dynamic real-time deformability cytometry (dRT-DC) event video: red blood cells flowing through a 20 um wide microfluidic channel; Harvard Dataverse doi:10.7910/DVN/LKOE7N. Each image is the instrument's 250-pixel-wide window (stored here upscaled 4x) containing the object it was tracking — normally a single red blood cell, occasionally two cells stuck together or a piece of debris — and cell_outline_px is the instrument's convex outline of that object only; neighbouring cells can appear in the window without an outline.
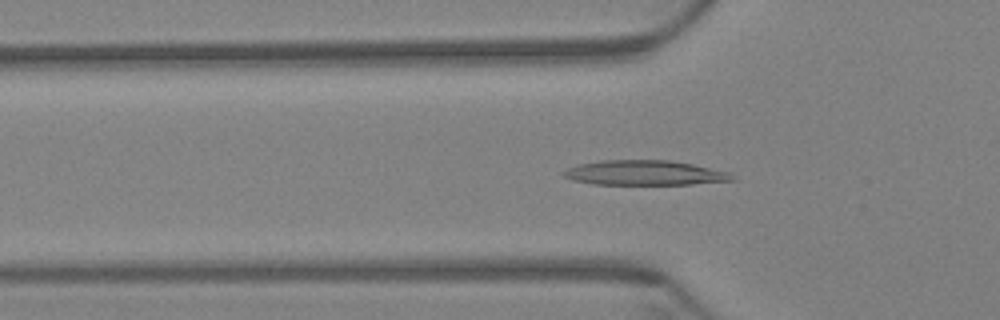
{"species": "Egyptian fruit bat (a non-hibernating species)", "species_latin": "Rousettus aegyptiacus", "temperature_condition": "warm", "stored_images_in_passage": 52, "camera_frame_rate_fps": 3000, "um_per_image_px": 0.085, "animal": {"sex": "female"}, "frame": {"image": 1, "passage_image": 20, "time_ms": 6.333, "image_size_px": [1000, 320], "cell_outline_px": [[736, 180], [692, 184], [592, 184], [572, 180], [564, 176], [560, 172], [568, 168], [580, 164], [600, 160], [668, 160], [692, 164], [728, 172]], "centroid_in_image_um": [54.75, 14.69], "position_along_channel_um": 71.1, "area_um2": 24.22}}
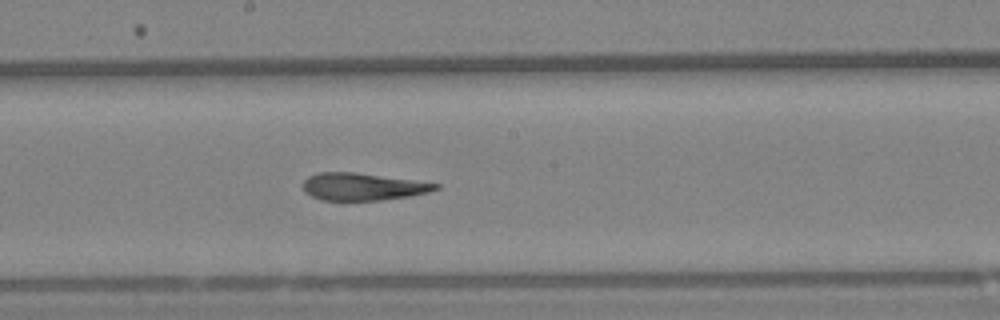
{"frame": {"image": 2, "passage_image": 33, "time_ms": 10.667, "image_size_px": [1000, 320], "cell_outline_px": [[440, 188], [428, 192], [408, 196], [380, 200], [344, 204], [320, 200], [304, 192], [304, 180], [308, 176], [320, 172], [356, 172], [440, 184]], "centroid_in_image_um": [30.76, 15.91], "position_along_channel_um": 217.4, "area_um2": 21.79}}
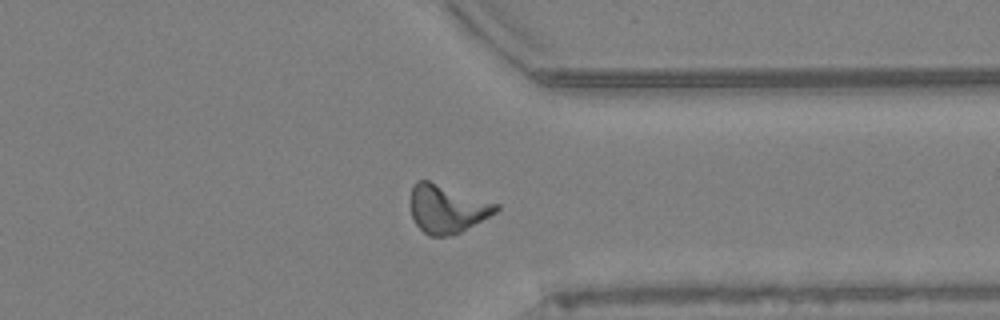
{"frame": {"image": 3, "passage_image": 47, "time_ms": 15.333, "image_size_px": [1000, 320], "cell_outline_px": [[500, 208], [496, 212], [460, 232], [448, 236], [428, 236], [416, 224], [412, 216], [412, 188], [416, 180], [428, 180], [500, 204]], "centroid_in_image_um": [38.01, 17.74], "position_along_channel_um": 373.4, "area_um2": 23.7}, "authors_computed_cell_mechanics": {"area_um2": 22.9755, "velocity_mm_per_s": 3.3816, "shape_relaxation_time_tau1_ms": null, "shape_relaxation_time_tau2_ms": 2.6013, "deformation_change_tau1": null, "deformation_change_tau2": 0.1175}}